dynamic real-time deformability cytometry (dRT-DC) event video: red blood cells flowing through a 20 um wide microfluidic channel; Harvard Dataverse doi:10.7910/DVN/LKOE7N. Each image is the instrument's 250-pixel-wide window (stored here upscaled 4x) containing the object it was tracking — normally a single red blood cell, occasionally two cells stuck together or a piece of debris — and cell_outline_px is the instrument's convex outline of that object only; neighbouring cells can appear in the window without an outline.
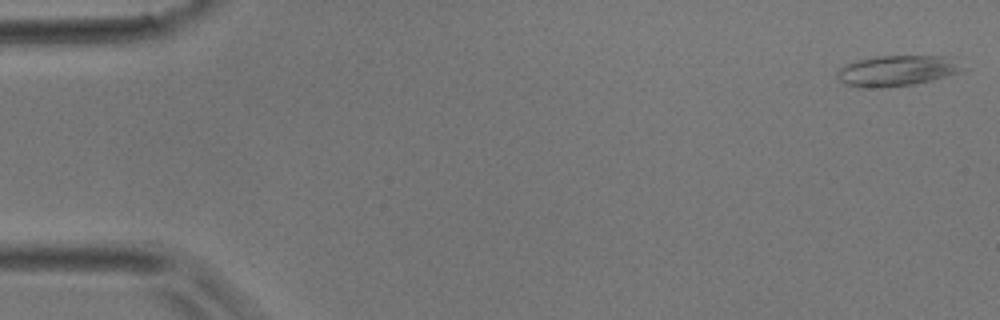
{"species": "common noctule bat (a hibernating species)", "species_latin": "Nyctalus noctula", "temperature_condition": "room temperature", "stored_images_in_passage": 9, "camera_frame_rate_fps": 3000, "um_per_image_px": 0.085, "animal": {"sex": "male", "body_mass_g": 17.9}, "frame": {"image": 1, "passage_image": 1, "time_ms": 0.0, "image_size_px": [1000, 320], "cell_outline_px": [[968, 68], [964, 72], [932, 80], [912, 84], [888, 88], [856, 88], [844, 84], [836, 80], [836, 72], [844, 64], [856, 60], [876, 56], [944, 56]], "centroid_in_image_um": [76.18, 6.03], "position_along_channel_um": 8.8, "area_um2": 22.95}}